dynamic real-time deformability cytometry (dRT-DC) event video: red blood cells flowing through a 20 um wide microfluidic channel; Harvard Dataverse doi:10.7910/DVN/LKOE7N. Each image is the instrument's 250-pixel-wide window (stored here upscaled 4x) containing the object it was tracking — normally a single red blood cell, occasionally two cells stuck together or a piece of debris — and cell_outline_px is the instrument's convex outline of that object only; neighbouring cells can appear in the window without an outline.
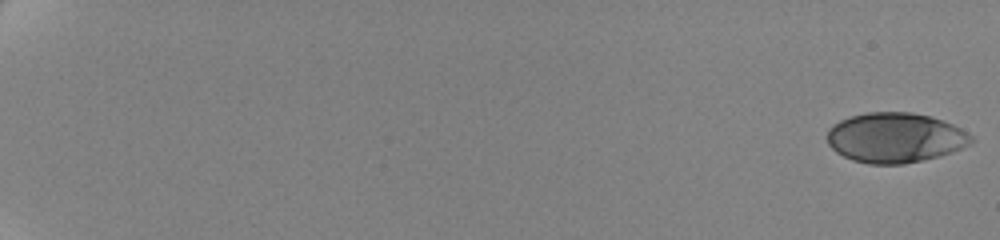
{"species": "human", "species_latin": "Homo sapiens", "temperature_condition": "cold", "stored_images_in_passage": 32, "camera_frame_rate_fps": 3000, "um_per_image_px": 0.085, "donor": {"sex": "female"}, "frame": {"image": 1, "passage_image": 1, "time_ms": 0.0, "image_size_px": [1000, 240], "cell_outline_px": [[972, 140], [968, 144], [952, 152], [904, 164], [868, 164], [852, 160], [836, 152], [828, 144], [828, 128], [832, 124], [840, 120], [852, 116], [868, 112], [912, 112], [932, 116], [952, 124], [960, 128], [972, 136]], "centroid_in_image_um": [76.05, 11.69], "position_along_channel_um": 8.9, "area_um2": 41.73}}
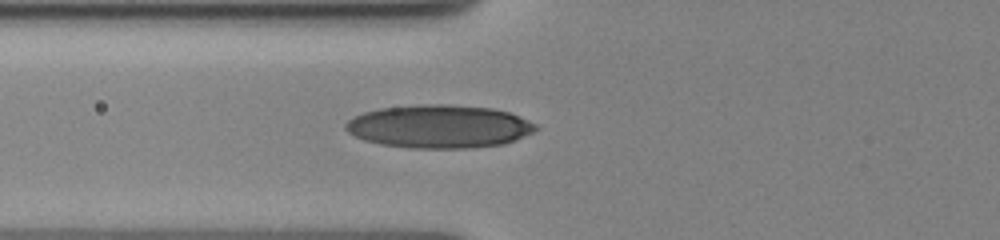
{"frame": {"image": 2, "passage_image": 28, "time_ms": 8.667, "image_size_px": [1000, 240], "cell_outline_px": [[540, 128], [536, 132], [516, 140], [504, 144], [472, 148], [408, 148], [380, 144], [364, 140], [348, 132], [344, 128], [344, 124], [348, 120], [364, 112], [380, 108], [420, 104], [448, 104], [492, 108], [508, 112], [520, 116], [536, 124]], "centroid_in_image_um": [37.37, 10.75], "position_along_channel_um": 88.4, "area_um2": 48.21}}
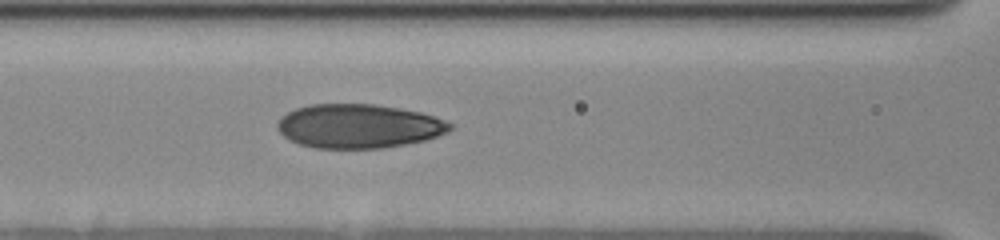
{"frame": {"image": 3, "passage_image": 32, "time_ms": 10.0, "image_size_px": [1000, 240], "cell_outline_px": [[452, 128], [448, 132], [424, 140], [404, 144], [380, 148], [316, 148], [300, 144], [284, 136], [276, 128], [276, 124], [280, 116], [296, 108], [308, 104], [376, 104], [400, 108], [420, 112], [436, 116], [452, 124]], "centroid_in_image_um": [30.47, 10.71], "position_along_channel_um": 136.1, "area_um2": 44.27}}